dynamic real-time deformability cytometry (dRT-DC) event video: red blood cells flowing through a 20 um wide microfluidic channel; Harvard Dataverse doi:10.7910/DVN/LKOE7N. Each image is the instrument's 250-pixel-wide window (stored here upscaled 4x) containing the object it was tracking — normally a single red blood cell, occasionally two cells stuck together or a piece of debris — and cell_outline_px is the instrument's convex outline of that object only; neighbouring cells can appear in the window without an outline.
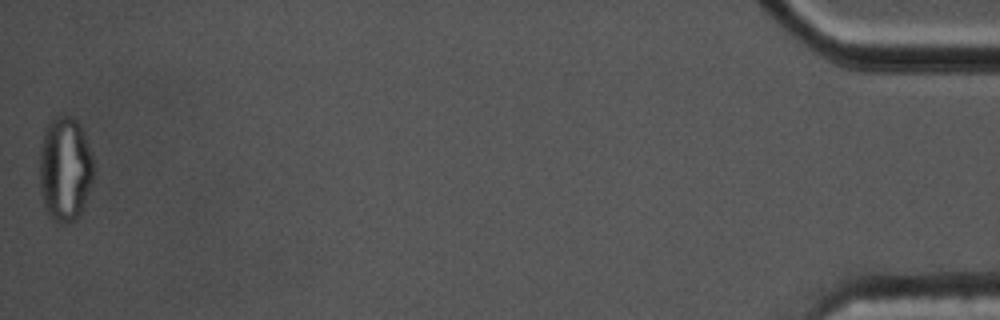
{"species": "common noctule bat (a hibernating species)", "species_latin": "Nyctalus noctula", "temperature_condition": "cold", "stored_images_in_passage": 57, "segment_of_instrument_passage": [2, 2], "camera_frame_rate_fps": 3000, "um_per_image_px": 0.085, "animal": {"sex": "male", "body_mass_g": 17.5, "forearm_length_mm": 52.3}, "frame": {"image": 1, "passage_image": 57, "time_ms": 18.667, "image_size_px": [1000, 320], "cell_outline_px": [[92, 180], [84, 204], [80, 212], [72, 220], [64, 224], [56, 224], [48, 216], [44, 204], [40, 188], [40, 148], [44, 132], [48, 124], [56, 116], [68, 116], [76, 120], [84, 136], [92, 156]], "centroid_in_image_um": [5.49, 14.4], "position_along_channel_um": 429.7, "area_um2": 32.43}}